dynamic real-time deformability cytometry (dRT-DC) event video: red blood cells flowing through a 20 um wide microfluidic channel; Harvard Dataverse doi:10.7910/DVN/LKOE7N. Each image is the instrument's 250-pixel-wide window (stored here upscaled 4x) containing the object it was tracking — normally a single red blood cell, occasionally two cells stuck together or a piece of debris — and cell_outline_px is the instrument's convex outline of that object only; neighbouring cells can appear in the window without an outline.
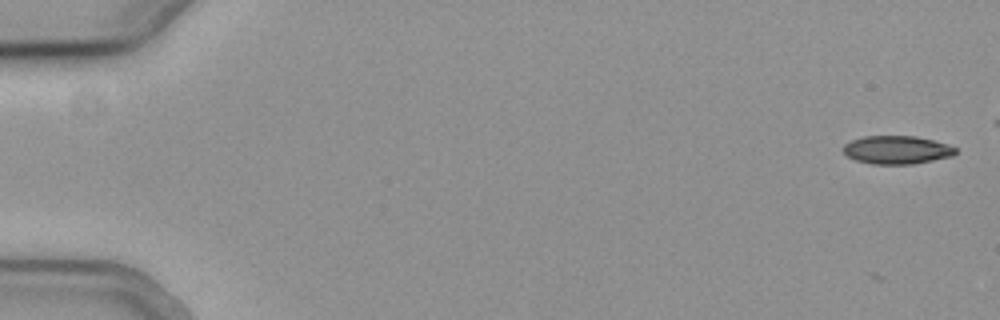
{"species": "common noctule bat (a hibernating species)", "species_latin": "Nyctalus noctula", "temperature_condition": "cold", "stored_images_in_passage": 51, "camera_frame_rate_fps": 3000, "um_per_image_px": 0.085, "animal": {"sex": "female", "body_mass_g": 19.3, "forearm_length_mm": 54.1}, "frame": {"image": 1, "passage_image": 3, "time_ms": 0.667, "image_size_px": [1000, 320], "cell_outline_px": [[956, 152], [952, 156], [912, 164], [872, 164], [856, 160], [848, 156], [840, 148], [844, 144], [852, 140], [864, 136], [916, 136], [932, 140], [956, 148]], "centroid_in_image_um": [76.18, 12.74], "position_along_channel_um": 8.8, "area_um2": 18.32}}
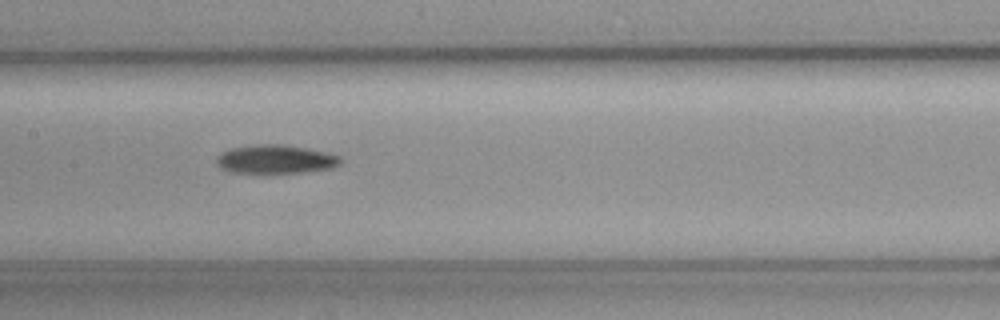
{"frame": {"image": 2, "passage_image": 30, "time_ms": 9.667, "image_size_px": [1000, 320], "cell_outline_px": [[340, 164], [332, 168], [304, 172], [232, 172], [220, 168], [216, 164], [216, 156], [220, 152], [232, 148], [256, 144], [280, 144], [304, 148], [324, 152], [340, 156]], "centroid_in_image_um": [23.37, 13.53], "position_along_channel_um": 184.0, "area_um2": 20.46}}
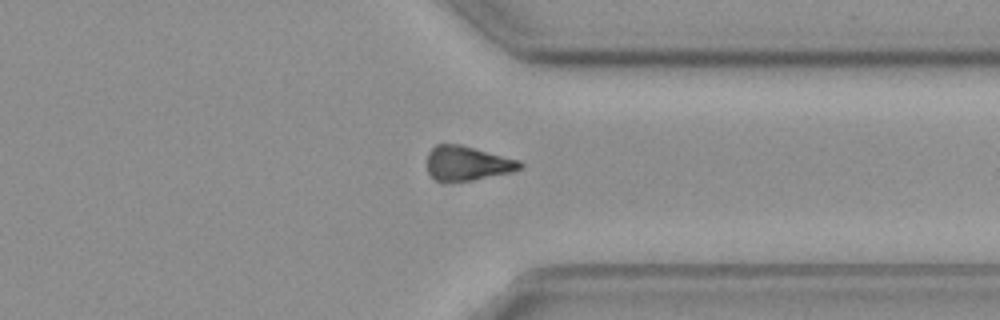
{"frame": {"image": 3, "passage_image": 45, "time_ms": 14.667, "image_size_px": [1000, 320], "cell_outline_px": [[524, 164], [520, 168], [512, 172], [472, 180], [444, 184], [436, 180], [428, 172], [428, 152], [436, 144], [460, 144], [520, 160]], "centroid_in_image_um": [39.71, 13.9], "position_along_channel_um": 371.7, "area_um2": 18.9}}